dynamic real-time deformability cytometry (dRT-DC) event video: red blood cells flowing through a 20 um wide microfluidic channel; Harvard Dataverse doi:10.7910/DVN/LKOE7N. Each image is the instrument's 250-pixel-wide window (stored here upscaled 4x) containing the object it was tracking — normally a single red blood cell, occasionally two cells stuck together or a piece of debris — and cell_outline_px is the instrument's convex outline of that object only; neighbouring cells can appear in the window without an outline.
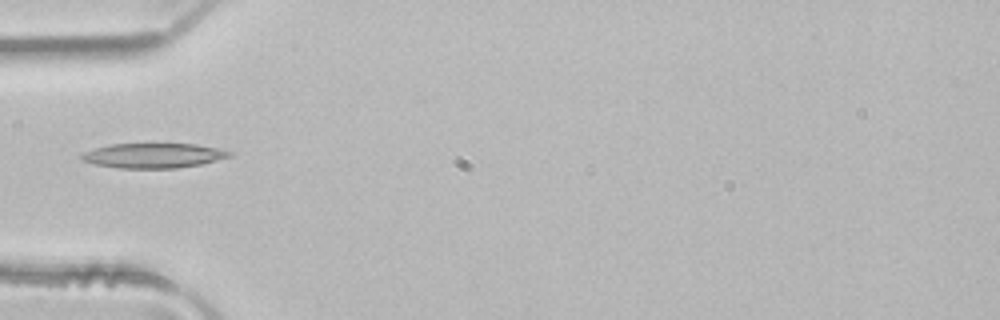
{"species": "common noctule bat (a hibernating species)", "species_latin": "Nyctalus noctula", "temperature_condition": "room temperature", "stored_images_in_passage": 4, "camera_frame_rate_fps": 3000, "um_per_image_px": 0.085, "animal": {"sex": "male", "body_mass_g": 21.5, "forearm_length_mm": 52.0}, "frame": {"image": 1, "passage_image": 4, "time_ms": 1.0, "image_size_px": [1000, 320], "cell_outline_px": [[232, 156], [200, 164], [180, 168], [120, 168], [96, 164], [84, 160], [80, 156], [84, 152], [108, 144], [152, 140], [196, 144], [216, 148], [232, 152]], "centroid_in_image_um": [13.05, 13.16], "position_along_channel_um": 71.9, "area_um2": 22.37}}